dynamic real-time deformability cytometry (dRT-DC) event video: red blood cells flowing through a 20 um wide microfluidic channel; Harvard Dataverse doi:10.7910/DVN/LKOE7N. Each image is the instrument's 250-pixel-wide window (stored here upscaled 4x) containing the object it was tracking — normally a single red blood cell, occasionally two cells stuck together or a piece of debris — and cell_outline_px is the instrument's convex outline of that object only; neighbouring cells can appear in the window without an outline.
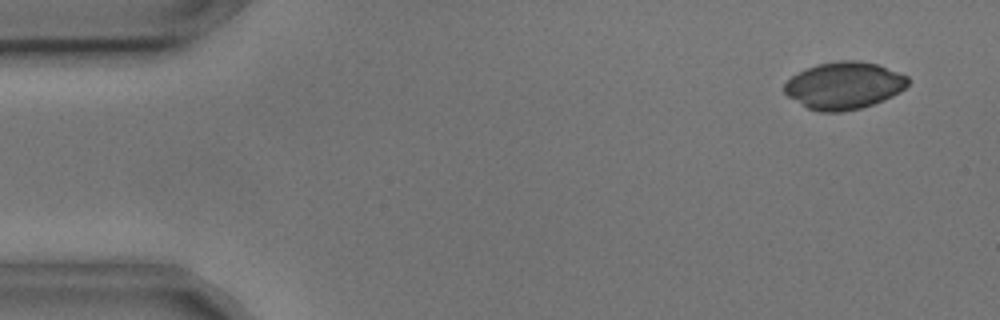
{"species": "common noctule bat (a hibernating species)", "species_latin": "Nyctalus noctula", "temperature_condition": "cold", "stored_images_in_passage": 4, "camera_frame_rate_fps": 3000, "um_per_image_px": 0.085, "animal": {"sex": "male", "body_mass_g": 17.9, "forearm_length_mm": 54.2}, "frame": {"image": 1, "passage_image": 1, "time_ms": 0.0, "image_size_px": [1000, 320], "cell_outline_px": [[908, 84], [900, 92], [884, 100], [860, 108], [840, 112], [820, 112], [808, 108], [788, 96], [784, 92], [784, 84], [792, 76], [804, 68], [816, 64], [840, 60], [852, 60], [880, 64], [908, 76]], "centroid_in_image_um": [71.74, 7.26], "position_along_channel_um": 13.3, "area_um2": 34.04}}